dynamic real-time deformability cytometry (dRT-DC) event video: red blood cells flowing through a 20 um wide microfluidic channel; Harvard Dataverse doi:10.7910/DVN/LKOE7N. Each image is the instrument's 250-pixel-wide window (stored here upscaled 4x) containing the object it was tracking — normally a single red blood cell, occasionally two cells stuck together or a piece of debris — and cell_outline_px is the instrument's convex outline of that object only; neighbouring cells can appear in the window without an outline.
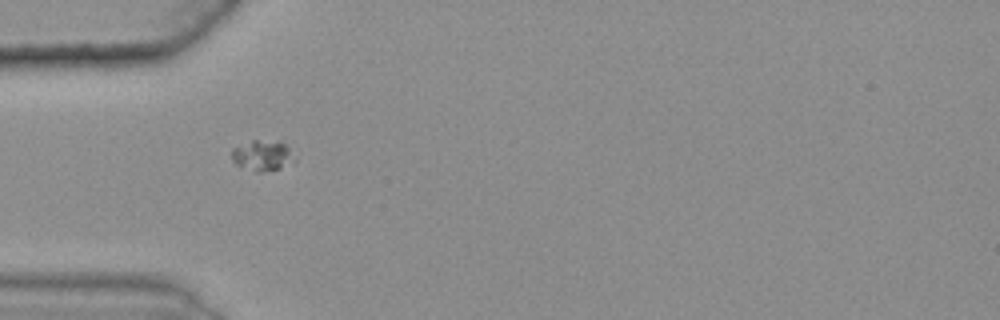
{"species": "common noctule bat (a hibernating species)", "species_latin": "Nyctalus noctula", "temperature_condition": "warm", "stored_images_in_passage": 37, "camera_frame_rate_fps": 3000, "um_per_image_px": 0.085, "animal": {"sex": "female", "body_mass_g": 25.1}, "frame": {"image": 1, "passage_image": 4, "time_ms": 1.0, "image_size_px": [1000, 320], "cell_outline_px": [[288, 160], [280, 168], [260, 172], [256, 172], [236, 164], [232, 160], [232, 148], [252, 140], [256, 140], [284, 144], [288, 148]], "centroid_in_image_um": [22.13, 13.22], "position_along_channel_um": 62.9, "area_um2": 10.17}}
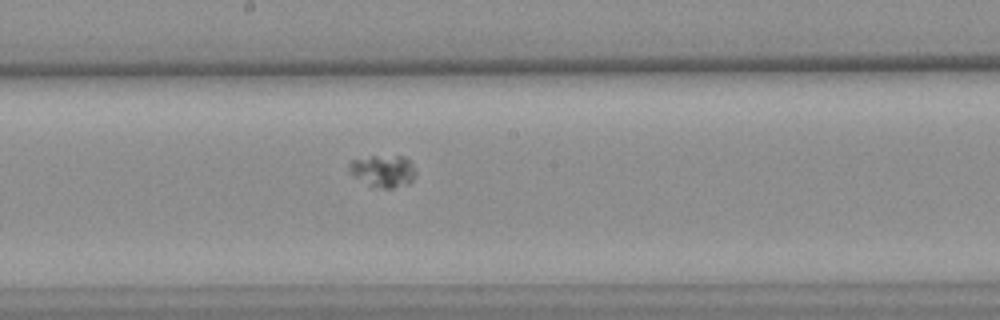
{"frame": {"image": 2, "passage_image": 17, "time_ms": 5.333, "image_size_px": [1000, 320], "cell_outline_px": [[416, 172], [412, 180], [408, 184], [392, 188], [380, 188], [368, 184], [356, 176], [348, 168], [348, 164], [352, 160], [372, 156], [404, 156], [412, 164]], "centroid_in_image_um": [32.6, 14.52], "position_along_channel_um": 215.6, "area_um2": 12.14}}
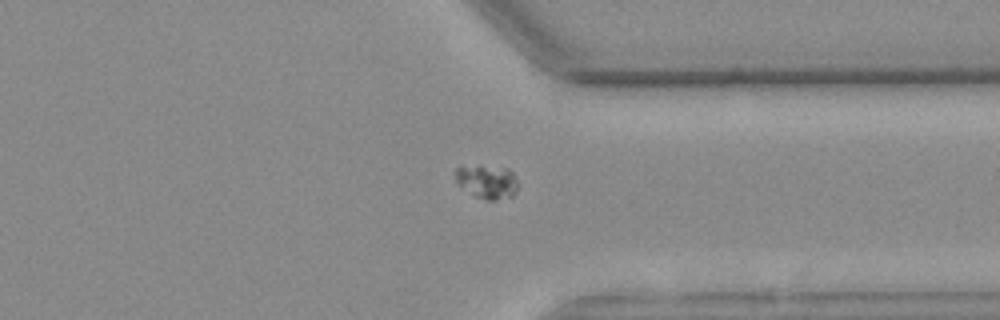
{"frame": {"image": 3, "passage_image": 30, "time_ms": 9.667, "image_size_px": [1000, 320], "cell_outline_px": [[516, 188], [512, 196], [496, 200], [488, 200], [476, 196], [460, 184], [456, 180], [456, 168], [480, 164], [508, 168], [512, 172], [516, 180]], "centroid_in_image_um": [41.42, 15.4], "position_along_channel_um": 370.0, "area_um2": 12.02}}